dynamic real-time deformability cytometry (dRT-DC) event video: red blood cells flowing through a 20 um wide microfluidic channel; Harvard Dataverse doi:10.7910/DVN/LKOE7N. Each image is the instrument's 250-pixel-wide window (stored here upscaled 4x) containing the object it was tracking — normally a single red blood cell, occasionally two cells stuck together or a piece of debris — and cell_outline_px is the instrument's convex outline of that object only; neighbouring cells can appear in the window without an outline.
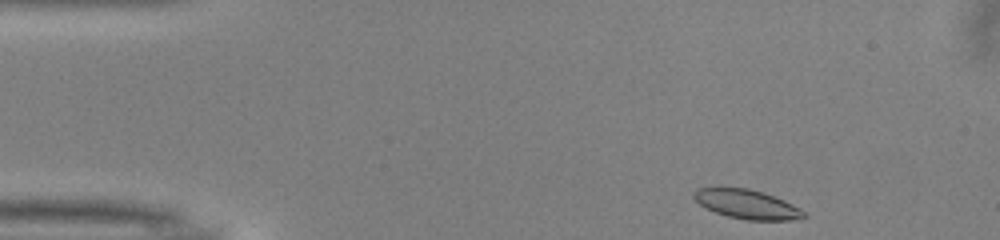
{"species": "common noctule bat (a hibernating species)", "species_latin": "Nyctalus noctula", "temperature_condition": "warm", "stored_images_in_passage": 45, "camera_frame_rate_fps": 3000, "um_per_image_px": 0.085, "animal": {"sex": "male", "body_mass_g": 13.0, "forearm_length_mm": 53.1}, "frame": {"image": 1, "passage_image": 1, "time_ms": 0.0, "image_size_px": [1000, 240], "cell_outline_px": [[808, 216], [792, 220], [748, 220], [728, 216], [716, 212], [700, 204], [692, 196], [692, 192], [696, 188], [748, 188], [764, 192], [784, 200], [800, 208]], "centroid_in_image_um": [63.51, 17.35], "position_along_channel_um": 21.5, "area_um2": 18.55}}
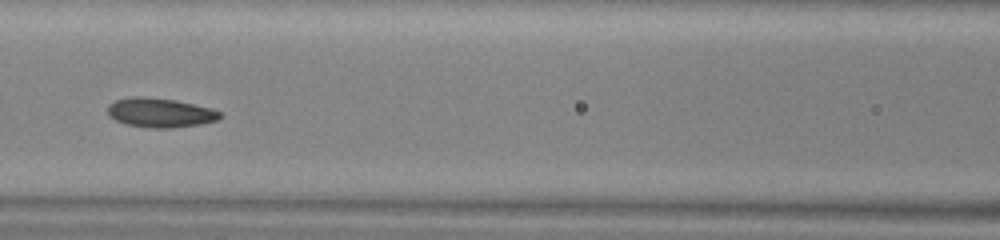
{"frame": {"image": 2, "passage_image": 17, "time_ms": 5.333, "image_size_px": [1000, 240], "cell_outline_px": [[224, 116], [216, 120], [200, 124], [172, 128], [152, 128], [128, 124], [116, 120], [108, 116], [108, 104], [116, 100], [132, 96], [140, 96], [176, 100], [212, 108], [220, 112]], "centroid_in_image_um": [13.62, 9.57], "position_along_channel_um": 153.0, "area_um2": 19.19}}
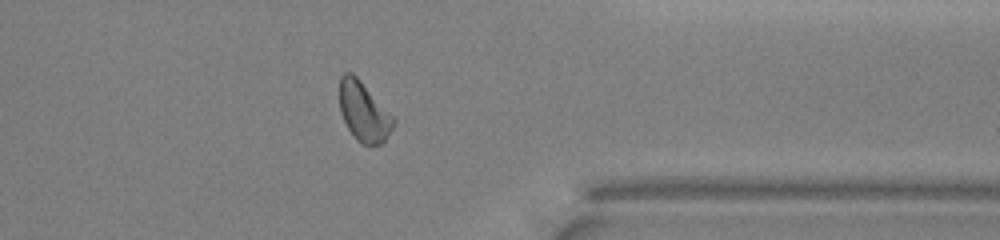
{"frame": {"image": 3, "passage_image": 35, "time_ms": 11.333, "image_size_px": [1000, 240], "cell_outline_px": [[396, 124], [384, 140], [380, 144], [360, 144], [356, 140], [348, 128], [340, 112], [340, 76], [344, 72], [352, 72], [360, 80], [396, 120]], "centroid_in_image_um": [30.91, 9.49], "position_along_channel_um": 380.5, "area_um2": 18.44}, "authors_computed_cell_mechanics": {"area_um2": 18.8428, "velocity_mm_per_s": 3.9866, "shape_relaxation_time_tau1_ms": 4.7943, "shape_relaxation_time_tau2_ms": null, "deformation_change_tau1": 0.0936, "deformation_change_tau2": null}}